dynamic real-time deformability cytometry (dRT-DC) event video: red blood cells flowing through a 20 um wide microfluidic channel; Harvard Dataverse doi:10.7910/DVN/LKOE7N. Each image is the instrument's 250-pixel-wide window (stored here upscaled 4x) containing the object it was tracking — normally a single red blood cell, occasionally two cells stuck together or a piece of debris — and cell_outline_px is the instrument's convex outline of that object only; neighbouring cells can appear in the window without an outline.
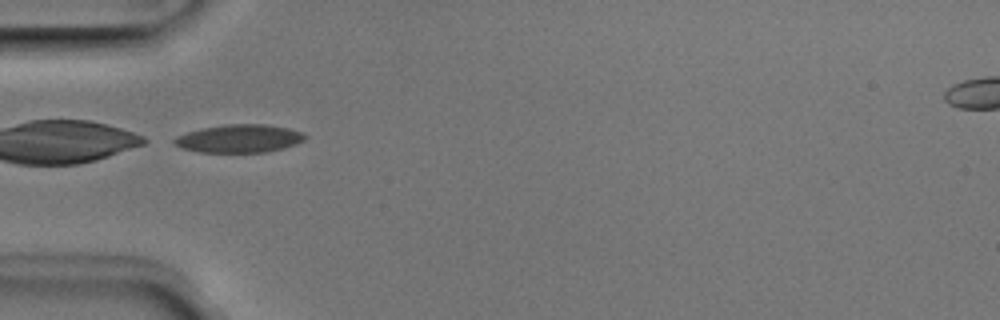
{"species": "Egyptian fruit bat (a non-hibernating species)", "species_latin": "Rousettus aegyptiacus", "temperature_condition": "room temperature", "stored_images_in_passage": 2, "camera_frame_rate_fps": 3000, "um_per_image_px": 0.085, "animal": {"sex": "male"}, "frame": {"image": 1, "passage_image": 2, "time_ms": 0.333, "image_size_px": [1000, 320], "cell_outline_px": [[308, 136], [304, 140], [296, 144], [284, 148], [264, 152], [200, 152], [180, 148], [172, 140], [176, 136], [188, 132], [204, 128], [224, 124], [264, 124], [288, 128], [304, 132]], "centroid_in_image_um": [20.36, 11.77], "position_along_channel_um": 64.6, "area_um2": 21.39}}